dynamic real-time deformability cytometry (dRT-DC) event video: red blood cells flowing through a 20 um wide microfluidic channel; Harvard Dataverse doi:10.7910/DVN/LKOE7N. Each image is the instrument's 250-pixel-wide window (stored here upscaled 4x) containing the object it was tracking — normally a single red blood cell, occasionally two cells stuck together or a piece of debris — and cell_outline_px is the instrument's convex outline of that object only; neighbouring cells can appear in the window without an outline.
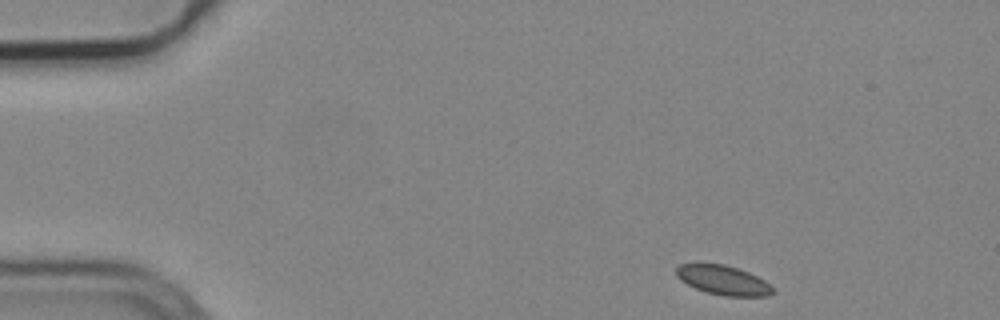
{"species": "common noctule bat (a hibernating species)", "species_latin": "Nyctalus noctula", "temperature_condition": "cold", "stored_images_in_passage": 48, "camera_frame_rate_fps": 3000, "um_per_image_px": 0.085, "animal": {"sex": "male", "body_mass_g": 19.2, "forearm_length_mm": 51.8}, "frame": {"image": 1, "passage_image": 1, "time_ms": 0.0, "image_size_px": [1000, 320], "cell_outline_px": [[776, 292], [768, 296], [724, 296], [704, 292], [680, 280], [676, 276], [676, 268], [680, 264], [724, 264], [748, 272], [764, 280]], "centroid_in_image_um": [61.46, 23.83], "position_along_channel_um": 23.5, "area_um2": 16.42}}
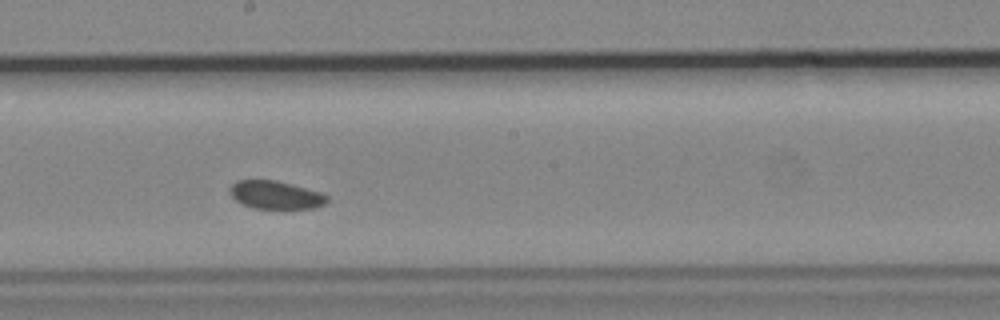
{"frame": {"image": 2, "passage_image": 24, "time_ms": 7.667, "image_size_px": [1000, 320], "cell_outline_px": [[328, 200], [324, 204], [312, 208], [252, 208], [236, 200], [232, 196], [228, 188], [236, 180], [276, 180], [320, 192], [328, 196]], "centroid_in_image_um": [23.4, 16.56], "position_along_channel_um": 224.8, "area_um2": 15.72}}
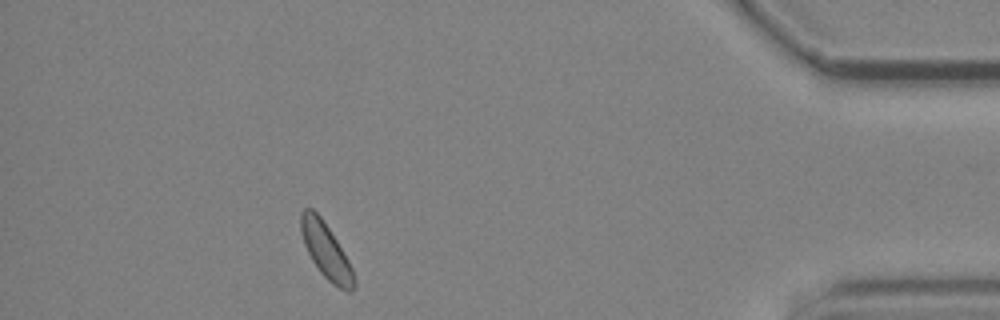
{"frame": {"image": 3, "passage_image": 43, "time_ms": 14.0, "image_size_px": [1000, 320], "cell_outline_px": [[356, 284], [352, 292], [348, 292], [332, 284], [320, 272], [312, 260], [304, 244], [300, 232], [300, 212], [304, 208], [312, 208], [320, 216], [336, 240], [348, 260], [352, 268], [356, 280]], "centroid_in_image_um": [27.7, 21.33], "position_along_channel_um": 407.5, "area_um2": 17.05}}